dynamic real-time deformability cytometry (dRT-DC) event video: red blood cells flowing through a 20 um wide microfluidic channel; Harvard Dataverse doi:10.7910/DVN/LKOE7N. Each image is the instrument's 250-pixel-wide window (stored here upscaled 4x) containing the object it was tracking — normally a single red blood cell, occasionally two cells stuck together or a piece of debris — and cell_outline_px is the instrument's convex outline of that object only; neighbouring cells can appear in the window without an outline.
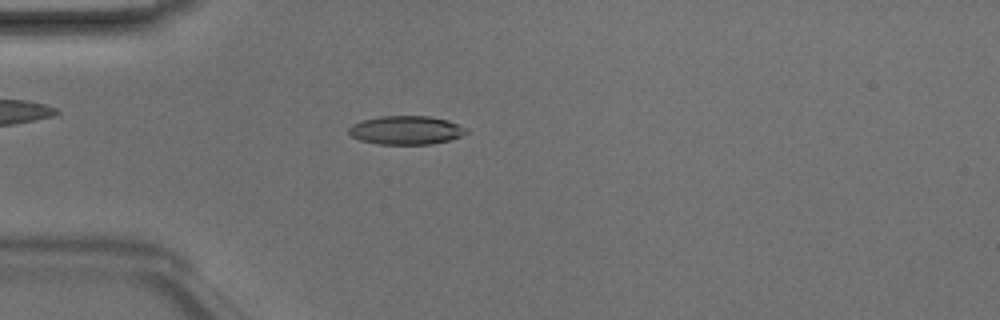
{"species": "Egyptian fruit bat (a non-hibernating species)", "species_latin": "Rousettus aegyptiacus", "temperature_condition": "room temperature", "stored_images_in_passage": 49, "camera_frame_rate_fps": 3000, "um_per_image_px": 0.085, "animal": {"sex": "male"}, "frame": {"image": 1, "passage_image": 14, "time_ms": 4.333, "image_size_px": [1000, 320], "cell_outline_px": [[468, 132], [460, 136], [448, 140], [432, 144], [380, 144], [360, 140], [352, 136], [348, 132], [348, 128], [352, 124], [364, 120], [380, 116], [428, 116], [448, 120], [468, 128]], "centroid_in_image_um": [34.53, 11.06], "position_along_channel_um": 50.5, "area_um2": 19.54}}
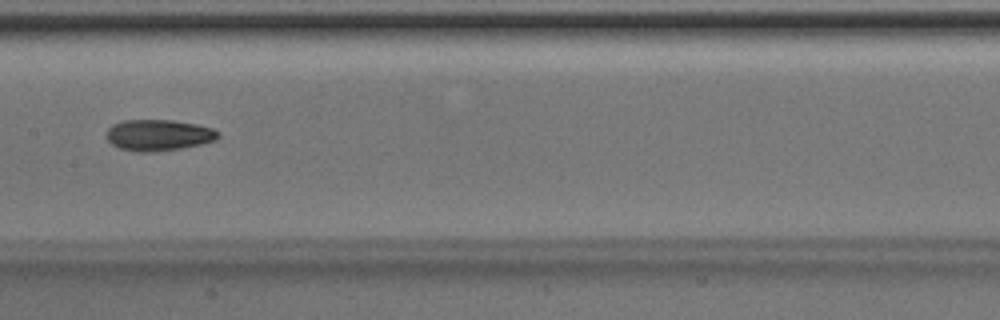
{"frame": {"image": 2, "passage_image": 25, "time_ms": 8.0, "image_size_px": [1000, 320], "cell_outline_px": [[220, 136], [216, 140], [200, 144], [180, 148], [152, 152], [136, 152], [120, 148], [112, 144], [108, 140], [108, 128], [112, 124], [120, 120], [172, 120], [196, 124], [212, 128], [220, 132]], "centroid_in_image_um": [13.48, 11.48], "position_along_channel_um": 193.9, "area_um2": 20.29}}
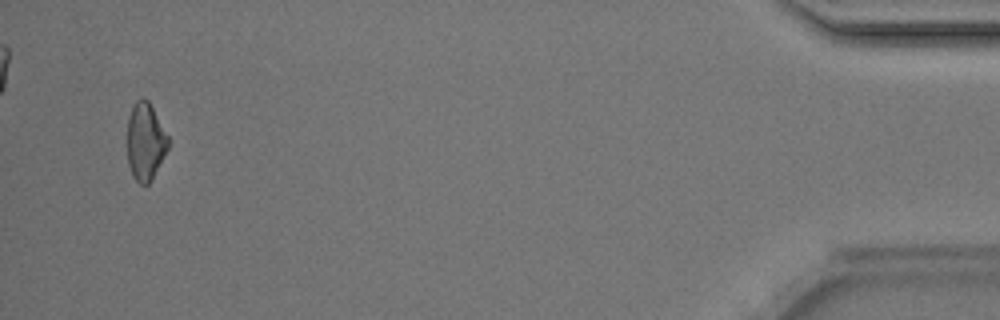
{"frame": {"image": 3, "passage_image": 47, "time_ms": 15.333, "image_size_px": [1000, 320], "cell_outline_px": [[168, 148], [152, 180], [148, 184], [140, 184], [132, 176], [128, 164], [128, 116], [136, 100], [148, 100], [168, 136]], "centroid_in_image_um": [12.35, 12.07], "position_along_channel_um": 422.8, "area_um2": 18.21}, "authors_computed_cell_mechanics": {"area_um2": 19.4208, "velocity_mm_per_s": 4.2211, "shape_relaxation_time_tau1_ms": 5.9845, "shape_relaxation_time_tau2_ms": 3.6297, "deformation_change_tau1": 0.1505, "deformation_change_tau2": 0.1022}}